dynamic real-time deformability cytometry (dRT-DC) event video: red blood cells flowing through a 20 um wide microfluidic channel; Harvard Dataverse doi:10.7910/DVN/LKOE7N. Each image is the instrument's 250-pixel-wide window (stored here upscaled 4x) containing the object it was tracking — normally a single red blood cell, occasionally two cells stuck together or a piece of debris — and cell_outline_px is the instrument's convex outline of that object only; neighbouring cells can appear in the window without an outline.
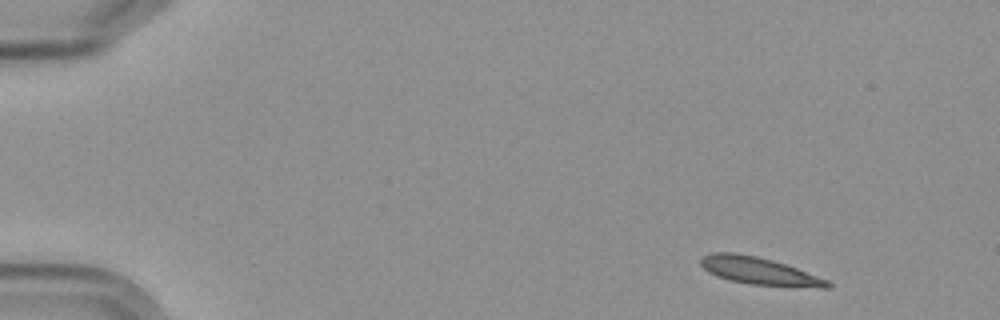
{"species": "Egyptian fruit bat (a non-hibernating species)", "species_latin": "Rousettus aegyptiacus", "temperature_condition": "cold", "stored_images_in_passage": 12, "camera_frame_rate_fps": 3000, "um_per_image_px": 0.085, "frame": {"image": 1, "passage_image": 1, "time_ms": 0.0, "image_size_px": [1000, 320], "cell_outline_px": [[832, 284], [828, 288], [820, 288], [752, 284], [732, 280], [708, 272], [700, 264], [700, 260], [704, 256], [716, 252], [732, 252], [756, 256], [772, 260], [796, 268], [828, 280]], "centroid_in_image_um": [64.56, 23.03], "position_along_channel_um": 20.4, "area_um2": 19.77}}
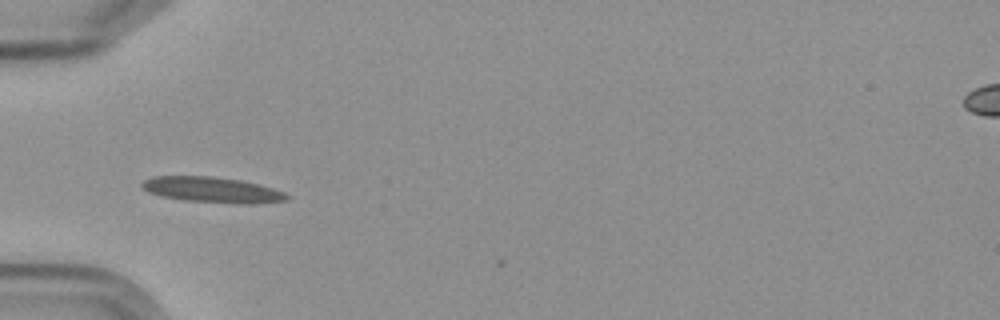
{"frame": {"image": 2, "passage_image": 4, "time_ms": 4.333, "image_size_px": [1000, 320], "cell_outline_px": [[288, 200], [256, 204], [240, 204], [184, 200], [160, 196], [148, 192], [140, 184], [144, 180], [152, 176], [212, 176], [240, 180], [260, 184], [284, 192], [288, 196]], "centroid_in_image_um": [18.04, 16.13], "position_along_channel_um": 67.0, "area_um2": 21.68}}
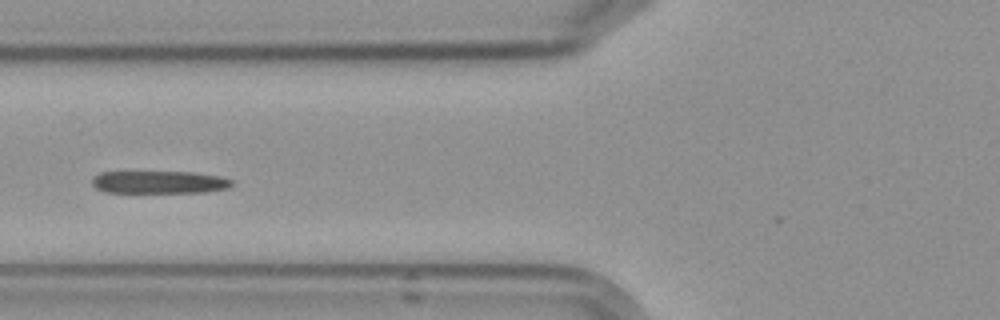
{"frame": {"image": 3, "passage_image": 5, "time_ms": 5.667, "image_size_px": [1000, 320], "cell_outline_px": [[232, 184], [228, 188], [204, 192], [104, 192], [96, 188], [92, 184], [92, 176], [100, 172], [192, 172], [220, 176], [232, 180]], "centroid_in_image_um": [13.5, 15.48], "position_along_channel_um": 112.3, "area_um2": 18.38}}